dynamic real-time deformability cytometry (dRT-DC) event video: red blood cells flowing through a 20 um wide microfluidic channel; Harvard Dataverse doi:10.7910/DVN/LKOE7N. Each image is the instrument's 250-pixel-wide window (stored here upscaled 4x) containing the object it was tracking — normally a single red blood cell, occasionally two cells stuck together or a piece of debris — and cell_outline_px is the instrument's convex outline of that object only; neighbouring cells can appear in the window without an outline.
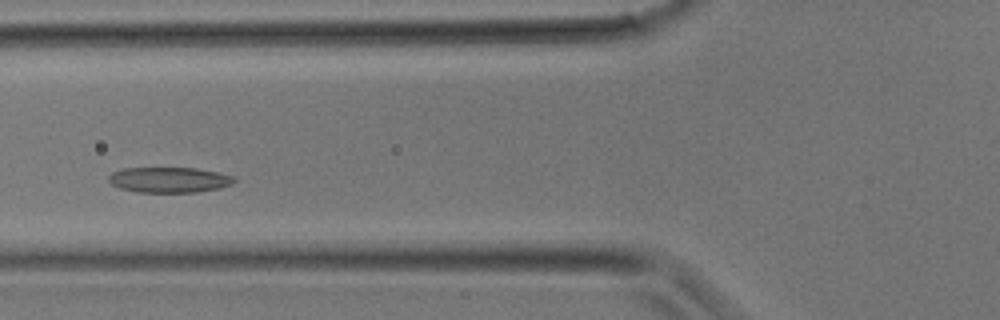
{"species": "common noctule bat (a hibernating species)", "species_latin": "Nyctalus noctula", "temperature_condition": "room temperature", "stored_images_in_passage": 26, "camera_frame_rate_fps": 3000, "um_per_image_px": 0.085, "animal": {"sex": "male", "body_mass_g": 17.9}, "frame": {"image": 1, "passage_image": 7, "time_ms": 2.0, "image_size_px": [1000, 320], "cell_outline_px": [[236, 180], [232, 184], [220, 188], [196, 192], [136, 192], [120, 188], [112, 184], [108, 180], [108, 176], [112, 172], [124, 168], [196, 168], [220, 172], [236, 176]], "centroid_in_image_um": [14.42, 15.28], "position_along_channel_um": 111.4, "area_um2": 18.79}}
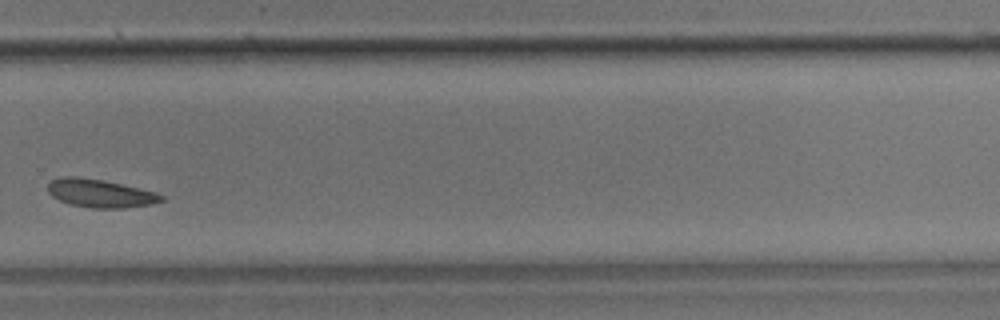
{"frame": {"image": 2, "passage_image": 17, "time_ms": 5.333, "image_size_px": [1000, 320], "cell_outline_px": [[164, 200], [152, 204], [124, 208], [92, 208], [68, 204], [52, 196], [48, 192], [48, 184], [52, 180], [60, 176], [76, 176], [104, 180], [156, 192], [164, 196]], "centroid_in_image_um": [8.51, 16.43], "position_along_channel_um": 321.3, "area_um2": 18.73}}
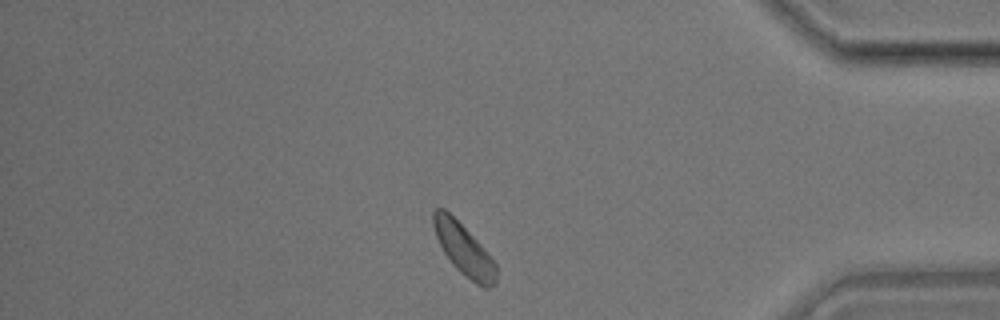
{"frame": {"image": 3, "passage_image": 22, "time_ms": 7.0, "image_size_px": [1000, 320], "cell_outline_px": [[496, 284], [488, 288], [484, 288], [476, 284], [464, 276], [452, 264], [444, 252], [436, 236], [432, 224], [432, 212], [436, 208], [444, 208], [480, 244], [496, 264]], "centroid_in_image_um": [39.41, 21.24], "position_along_channel_um": 395.8, "area_um2": 18.5}}